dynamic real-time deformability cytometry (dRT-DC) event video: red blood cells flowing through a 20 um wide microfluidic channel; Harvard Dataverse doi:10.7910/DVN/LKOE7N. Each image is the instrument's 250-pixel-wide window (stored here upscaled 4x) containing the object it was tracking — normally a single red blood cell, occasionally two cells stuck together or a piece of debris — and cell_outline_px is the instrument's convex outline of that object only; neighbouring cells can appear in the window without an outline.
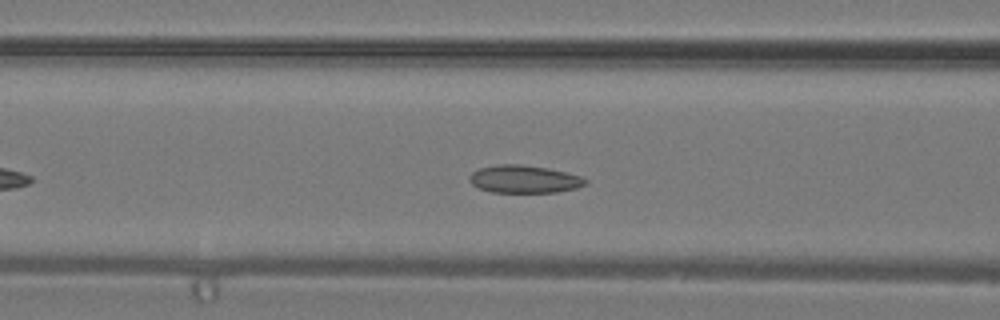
{"species": "common noctule bat (a hibernating species)", "species_latin": "Nyctalus noctula", "temperature_condition": "warm", "stored_images_in_passage": 26, "camera_frame_rate_fps": 3000, "um_per_image_px": 0.085, "animal": {"sex": "male", "body_mass_g": 19.2, "forearm_length_mm": 51.8}, "frame": {"image": 1, "passage_image": 5, "time_ms": 1.333, "image_size_px": [1000, 320], "cell_outline_px": [[588, 184], [576, 188], [556, 192], [492, 192], [480, 188], [472, 184], [468, 180], [468, 176], [472, 172], [480, 168], [496, 164], [520, 164], [548, 168], [580, 176], [588, 180]], "centroid_in_image_um": [44.54, 15.22], "position_along_channel_um": 122.1, "area_um2": 18.73}}
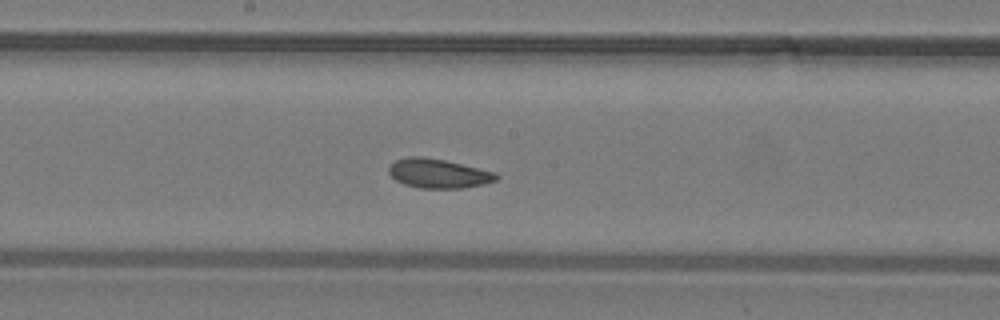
{"frame": {"image": 2, "passage_image": 10, "time_ms": 3.0, "image_size_px": [1000, 320], "cell_outline_px": [[500, 176], [496, 180], [484, 184], [464, 188], [420, 188], [404, 184], [396, 180], [388, 172], [388, 168], [396, 160], [408, 156], [420, 156], [444, 160], [496, 172]], "centroid_in_image_um": [37.27, 14.75], "position_along_channel_um": 210.9, "area_um2": 18.26}}
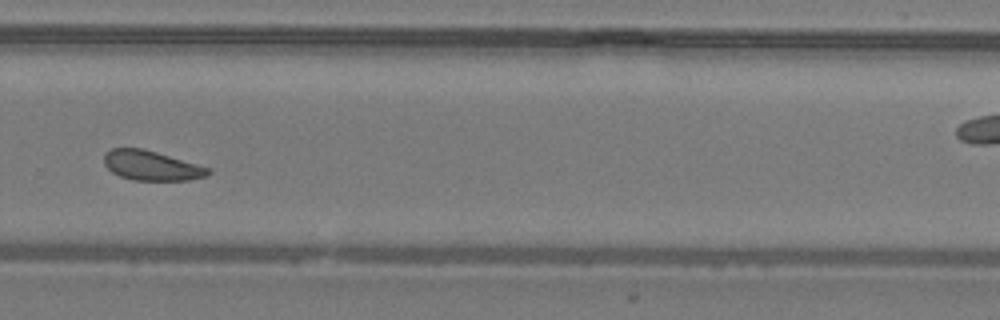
{"frame": {"image": 3, "passage_image": 16, "time_ms": 5.0, "image_size_px": [1000, 320], "cell_outline_px": [[212, 172], [204, 176], [188, 180], [132, 180], [120, 176], [112, 172], [104, 164], [104, 152], [112, 148], [144, 148], [212, 168]], "centroid_in_image_um": [12.87, 14.06], "position_along_channel_um": 316.9, "area_um2": 18.15}}